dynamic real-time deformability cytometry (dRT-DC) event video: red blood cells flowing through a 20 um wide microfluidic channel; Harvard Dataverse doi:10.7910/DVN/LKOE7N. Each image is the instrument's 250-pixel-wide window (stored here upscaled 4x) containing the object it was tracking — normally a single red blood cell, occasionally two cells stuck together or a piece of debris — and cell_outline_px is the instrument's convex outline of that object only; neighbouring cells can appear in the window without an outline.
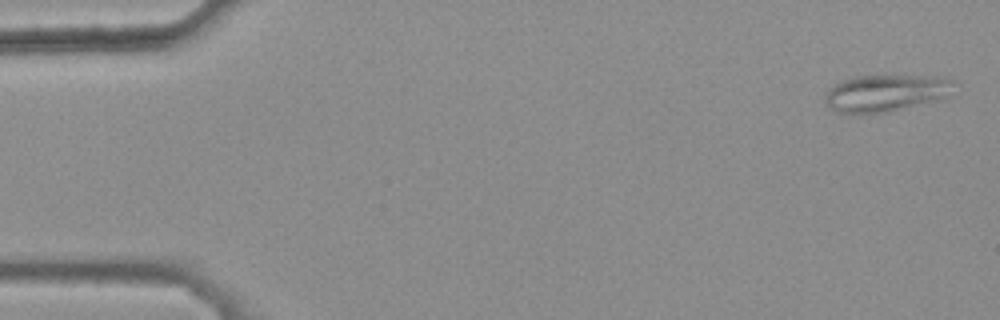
{"species": "common noctule bat (a hibernating species)", "species_latin": "Nyctalus noctula", "temperature_condition": "warm", "stored_images_in_passage": 47, "camera_frame_rate_fps": 3000, "um_per_image_px": 0.085, "animal": {"sex": "female", "body_mass_g": 25.1}, "frame": {"image": 1, "passage_image": 2, "time_ms": 0.333, "image_size_px": [1000, 320], "cell_outline_px": [[952, 84], [948, 100], [888, 112], [860, 116], [836, 112], [828, 108], [824, 100], [824, 96], [828, 88], [832, 84], [840, 80], [852, 76], [940, 76], [952, 80]], "centroid_in_image_um": [75.25, 7.95], "position_along_channel_um": 9.7, "area_um2": 29.07}}
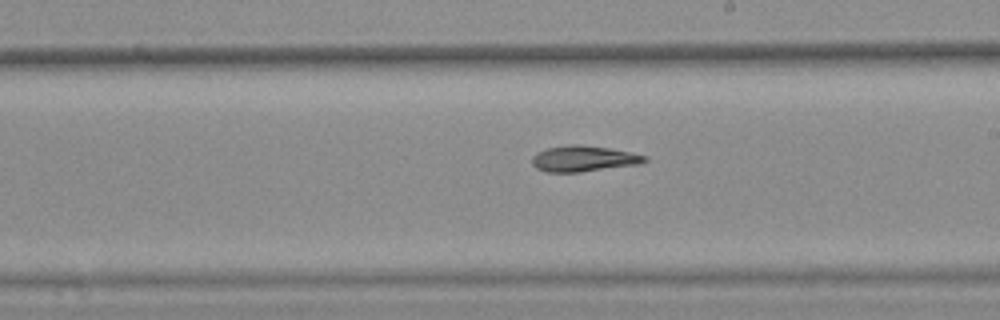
{"frame": {"image": 2, "passage_image": 30, "time_ms": 9.667, "image_size_px": [1000, 320], "cell_outline_px": [[648, 160], [640, 164], [580, 172], [544, 172], [536, 168], [532, 164], [532, 156], [536, 152], [548, 148], [568, 144], [580, 144], [608, 148], [648, 156]], "centroid_in_image_um": [49.58, 13.49], "position_along_channel_um": 239.4, "area_um2": 17.05}}
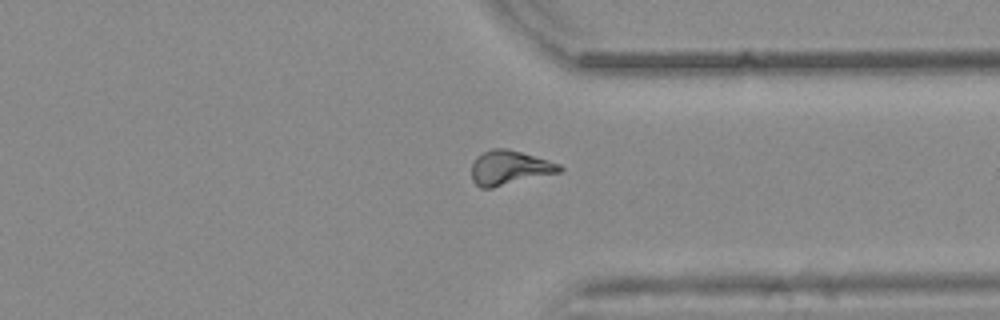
{"frame": {"image": 3, "passage_image": 40, "time_ms": 13.0, "image_size_px": [1000, 320], "cell_outline_px": [[564, 172], [492, 188], [480, 188], [472, 180], [472, 164], [476, 156], [492, 148], [508, 148], [548, 160], [560, 164], [564, 168]], "centroid_in_image_um": [43.34, 14.27], "position_along_channel_um": 368.1, "area_um2": 17.92}}